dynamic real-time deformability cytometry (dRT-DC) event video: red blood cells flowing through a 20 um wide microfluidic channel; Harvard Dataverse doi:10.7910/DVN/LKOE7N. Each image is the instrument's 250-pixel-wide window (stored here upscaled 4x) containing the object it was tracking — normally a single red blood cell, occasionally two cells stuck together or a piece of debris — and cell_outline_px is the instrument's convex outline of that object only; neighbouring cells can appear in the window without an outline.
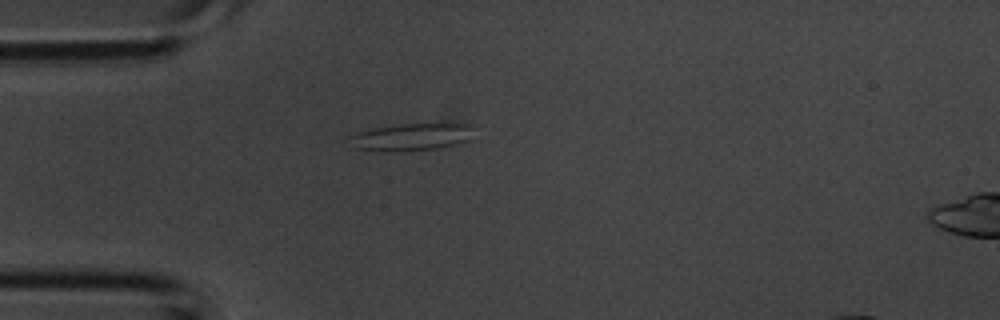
{"species": "common noctule bat (a hibernating species)", "species_latin": "Nyctalus noctula", "temperature_condition": "room temperature", "stored_images_in_passage": 1, "camera_frame_rate_fps": 3000, "um_per_image_px": 0.085, "animal": {"sex": "male", "body_mass_g": 20.1, "forearm_length_mm": 53.5}, "frame": {"image": 1, "passage_image": 1, "time_ms": 0.0, "image_size_px": [1000, 320], "cell_outline_px": [[472, 140], [440, 148], [384, 152], [352, 148], [348, 136], [360, 132], [376, 128], [404, 124], [468, 124]], "centroid_in_image_um": [34.91, 11.67], "position_along_channel_um": 50.1, "area_um2": 19.48}}